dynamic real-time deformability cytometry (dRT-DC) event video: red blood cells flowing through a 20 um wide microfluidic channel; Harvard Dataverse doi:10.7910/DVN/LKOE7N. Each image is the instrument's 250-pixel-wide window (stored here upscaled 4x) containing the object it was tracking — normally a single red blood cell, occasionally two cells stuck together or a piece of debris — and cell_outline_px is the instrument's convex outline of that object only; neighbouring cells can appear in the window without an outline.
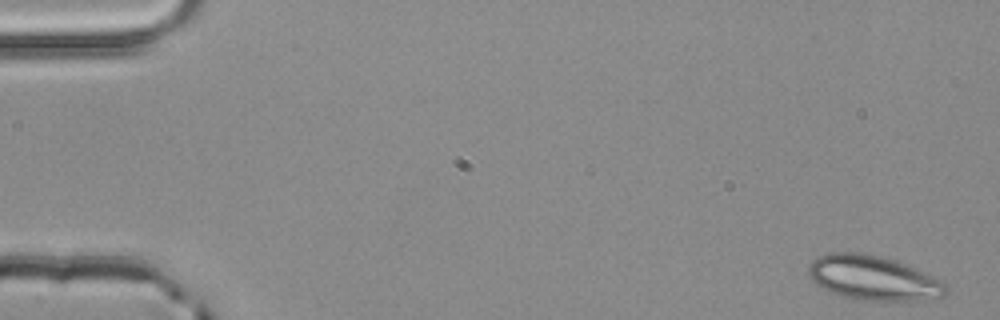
{"species": "common noctule bat (a hibernating species)", "species_latin": "Nyctalus noctula", "temperature_condition": "room temperature", "stored_images_in_passage": 4, "camera_frame_rate_fps": 3000, "um_per_image_px": 0.085, "animal": {"sex": "male", "body_mass_g": 20.4}, "frame": {"image": 1, "passage_image": 1, "time_ms": 0.0, "image_size_px": [1000, 320], "cell_outline_px": [[948, 292], [944, 296], [920, 300], [852, 300], [832, 292], [816, 284], [808, 276], [808, 268], [812, 260], [816, 256], [828, 252], [856, 252], [880, 256], [904, 264], [932, 276], [948, 284]], "centroid_in_image_um": [74.19, 23.63], "position_along_channel_um": 10.8, "area_um2": 35.6}}